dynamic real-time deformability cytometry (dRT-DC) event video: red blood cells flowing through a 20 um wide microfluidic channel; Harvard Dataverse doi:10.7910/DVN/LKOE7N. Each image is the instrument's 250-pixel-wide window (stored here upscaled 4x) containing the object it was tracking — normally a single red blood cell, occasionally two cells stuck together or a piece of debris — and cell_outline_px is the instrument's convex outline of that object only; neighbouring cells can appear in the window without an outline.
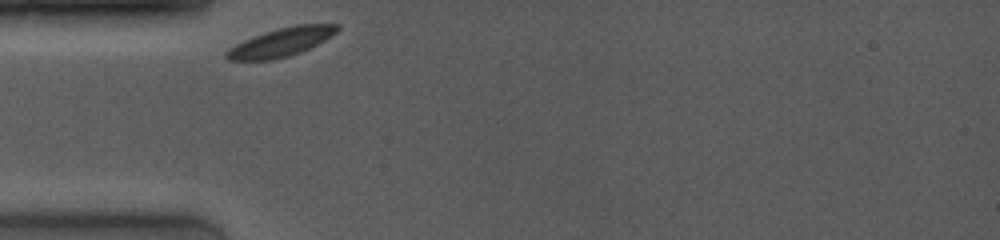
{"species": "common noctule bat (a hibernating species)", "species_latin": "Nyctalus noctula", "temperature_condition": "room temperature", "stored_images_in_passage": 39, "camera_frame_rate_fps": 4000, "um_per_image_px": 0.085, "animal": {"sex": "female", "body_mass_g": 19.0, "forearm_length_mm": 53.3}, "frame": {"image": 1, "passage_image": 1, "time_ms": 0.0, "image_size_px": [1000, 240], "cell_outline_px": [[340, 28], [332, 36], [300, 52], [288, 56], [272, 60], [228, 60], [224, 56], [224, 52], [236, 44], [252, 36], [264, 32], [296, 24], [340, 24]], "centroid_in_image_um": [23.88, 3.58], "position_along_channel_um": 61.1, "area_um2": 18.32}}
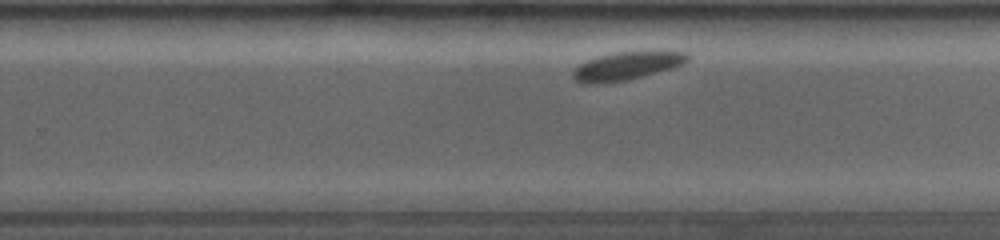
{"frame": {"image": 2, "passage_image": 25, "time_ms": 6.0, "image_size_px": [1000, 240], "cell_outline_px": [[688, 60], [684, 64], [628, 80], [604, 84], [580, 84], [572, 76], [572, 72], [580, 64], [588, 60], [600, 56], [616, 52], [660, 48], [688, 52]], "centroid_in_image_um": [53.34, 5.56], "position_along_channel_um": 276.5, "area_um2": 19.54}}
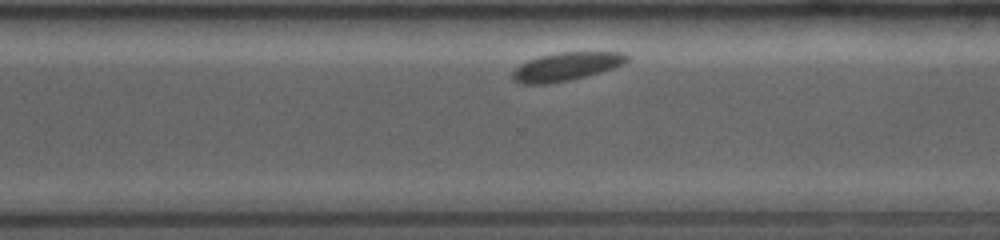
{"frame": {"image": 3, "passage_image": 33, "time_ms": 7.25, "image_size_px": [1000, 240], "cell_outline_px": [[628, 60], [624, 64], [600, 72], [568, 80], [548, 84], [524, 84], [516, 80], [512, 76], [512, 72], [520, 64], [528, 60], [540, 56], [560, 52], [624, 52], [628, 56]], "centroid_in_image_um": [48.14, 5.65], "position_along_channel_um": 322.5, "area_um2": 18.61}}